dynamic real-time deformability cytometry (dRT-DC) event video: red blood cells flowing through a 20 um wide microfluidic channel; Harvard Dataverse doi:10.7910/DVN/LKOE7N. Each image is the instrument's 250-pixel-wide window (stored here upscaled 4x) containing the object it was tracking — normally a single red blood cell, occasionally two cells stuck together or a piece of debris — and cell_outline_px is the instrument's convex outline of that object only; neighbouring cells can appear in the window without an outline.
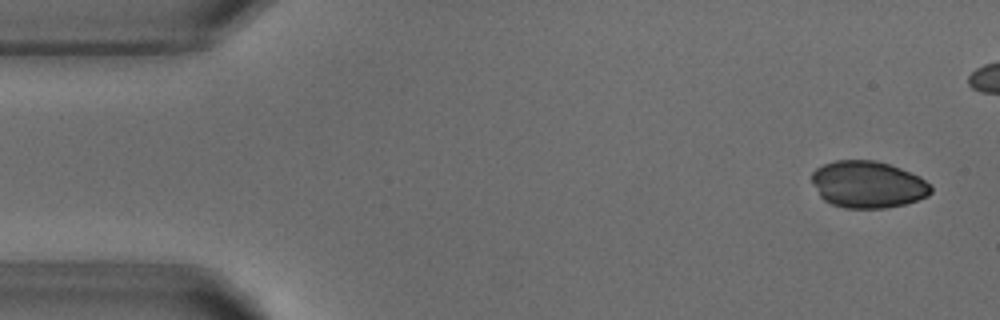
{"species": "common noctule bat (a hibernating species)", "species_latin": "Nyctalus noctula", "temperature_condition": "warm", "stored_images_in_passage": 15, "camera_frame_rate_fps": 3000, "um_per_image_px": 0.085, "animal": {"sex": "male", "body_mass_g": 18.8}, "frame": {"image": 1, "passage_image": 3, "time_ms": 0.667, "image_size_px": [1000, 320], "cell_outline_px": [[932, 192], [928, 196], [904, 204], [884, 208], [844, 208], [832, 204], [824, 200], [820, 196], [812, 180], [812, 172], [816, 168], [824, 164], [836, 160], [876, 160], [900, 168], [920, 176], [932, 188]], "centroid_in_image_um": [73.76, 15.68], "position_along_channel_um": 11.2, "area_um2": 32.43}}